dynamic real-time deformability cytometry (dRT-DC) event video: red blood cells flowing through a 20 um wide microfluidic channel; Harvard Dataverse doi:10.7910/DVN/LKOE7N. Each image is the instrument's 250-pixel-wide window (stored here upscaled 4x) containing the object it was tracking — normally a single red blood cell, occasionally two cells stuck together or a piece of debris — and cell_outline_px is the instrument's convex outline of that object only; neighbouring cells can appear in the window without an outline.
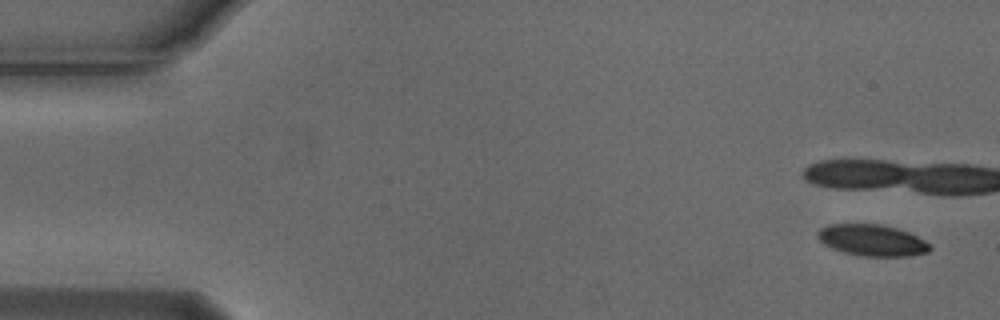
{"species": "Egyptian fruit bat (a non-hibernating species)", "species_latin": "Rousettus aegyptiacus", "temperature_condition": "cold", "stored_images_in_passage": 4, "camera_frame_rate_fps": 3000, "um_per_image_px": 0.085, "animal": {"sex": "male"}, "frame": {"image": 1, "passage_image": 1, "time_ms": 0.0, "image_size_px": [1000, 320], "cell_outline_px": [[932, 248], [928, 252], [908, 256], [860, 256], [844, 252], [832, 248], [824, 244], [816, 236], [816, 232], [820, 228], [828, 224], [880, 224], [896, 228], [908, 232], [932, 244]], "centroid_in_image_um": [74.12, 20.42], "position_along_channel_um": 10.9, "area_um2": 20.63}}